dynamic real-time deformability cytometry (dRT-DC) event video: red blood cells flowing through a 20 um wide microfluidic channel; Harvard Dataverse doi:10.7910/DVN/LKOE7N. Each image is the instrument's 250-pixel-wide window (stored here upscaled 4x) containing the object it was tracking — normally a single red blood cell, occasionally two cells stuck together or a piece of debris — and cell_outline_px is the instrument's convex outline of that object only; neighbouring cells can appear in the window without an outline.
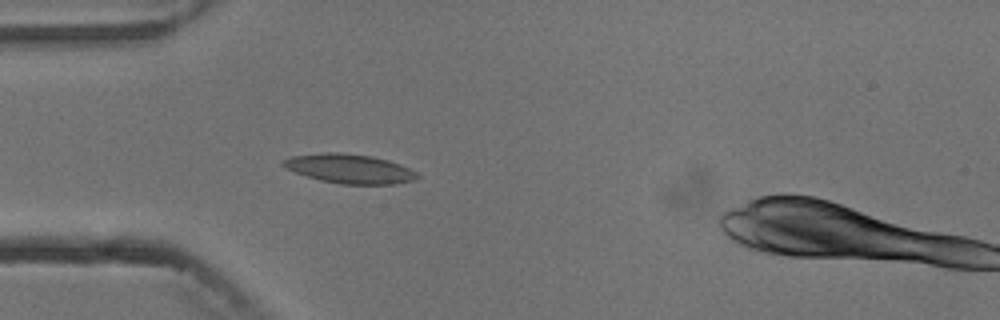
{"species": "common noctule bat (a hibernating species)", "species_latin": "Nyctalus noctula", "temperature_condition": "cold", "stored_images_in_passage": 5, "camera_frame_rate_fps": 3000, "um_per_image_px": 0.085, "animal": {"sex": "male", "body_mass_g": 13.3}, "frame": {"image": 1, "passage_image": 4, "time_ms": 3.667, "image_size_px": [1000, 320], "cell_outline_px": [[420, 176], [412, 180], [396, 184], [340, 184], [320, 180], [284, 168], [280, 164], [280, 160], [292, 156], [324, 152], [340, 152], [372, 156], [388, 160], [400, 164], [416, 172]], "centroid_in_image_um": [29.67, 14.33], "position_along_channel_um": 55.3, "area_um2": 22.89}}